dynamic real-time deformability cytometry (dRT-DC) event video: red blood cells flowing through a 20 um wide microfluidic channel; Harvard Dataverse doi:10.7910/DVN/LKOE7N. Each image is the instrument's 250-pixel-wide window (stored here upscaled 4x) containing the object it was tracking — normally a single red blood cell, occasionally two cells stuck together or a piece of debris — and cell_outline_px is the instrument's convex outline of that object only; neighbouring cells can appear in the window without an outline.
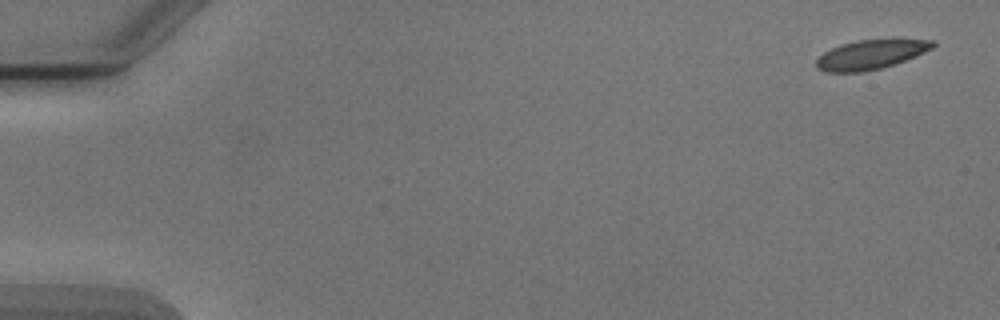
{"species": "Egyptian fruit bat (a non-hibernating species)", "species_latin": "Rousettus aegyptiacus", "temperature_condition": "cold", "stored_images_in_passage": 3, "camera_frame_rate_fps": 3000, "um_per_image_px": 0.085, "animal": {"sex": "male"}, "frame": {"image": 1, "passage_image": 1, "time_ms": 0.0, "image_size_px": [1000, 320], "cell_outline_px": [[936, 44], [932, 48], [924, 52], [904, 60], [880, 68], [864, 72], [824, 72], [816, 68], [816, 60], [824, 52], [832, 48], [856, 40], [892, 36], [936, 40]], "centroid_in_image_um": [74.08, 4.57], "position_along_channel_um": 10.9, "area_um2": 20.63}}